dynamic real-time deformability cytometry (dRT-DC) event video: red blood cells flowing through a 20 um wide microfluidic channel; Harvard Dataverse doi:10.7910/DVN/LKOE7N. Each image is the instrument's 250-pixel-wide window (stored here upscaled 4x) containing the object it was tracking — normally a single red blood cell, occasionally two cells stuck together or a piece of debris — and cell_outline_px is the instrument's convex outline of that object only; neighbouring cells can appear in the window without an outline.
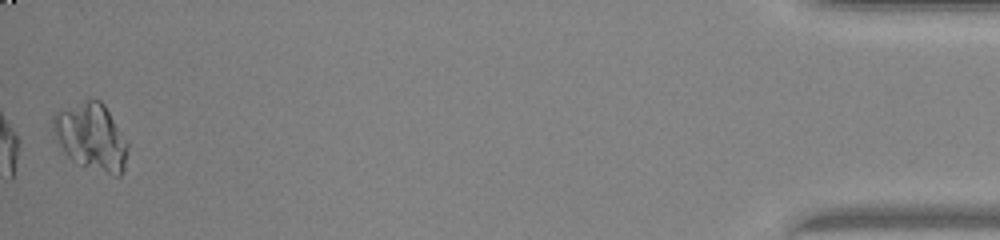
{"species": "common noctule bat (a hibernating species)", "species_latin": "Nyctalus noctula", "temperature_condition": "warm", "stored_images_in_passage": 33, "camera_frame_rate_fps": 3000, "um_per_image_px": 0.085, "animal": {"sex": "male", "body_mass_g": 20.0, "forearm_length_mm": 53.3}, "frame": {"image": 1, "passage_image": 33, "time_ms": 10.667, "image_size_px": [1000, 240], "cell_outline_px": [[128, 152], [124, 168], [120, 176], [116, 176], [80, 164], [72, 160], [68, 156], [60, 144], [56, 136], [52, 124], [52, 116], [60, 108], [84, 100], [100, 100], [104, 104], [128, 144]], "centroid_in_image_um": [7.75, 11.6], "position_along_channel_um": 427.4, "area_um2": 28.78}}